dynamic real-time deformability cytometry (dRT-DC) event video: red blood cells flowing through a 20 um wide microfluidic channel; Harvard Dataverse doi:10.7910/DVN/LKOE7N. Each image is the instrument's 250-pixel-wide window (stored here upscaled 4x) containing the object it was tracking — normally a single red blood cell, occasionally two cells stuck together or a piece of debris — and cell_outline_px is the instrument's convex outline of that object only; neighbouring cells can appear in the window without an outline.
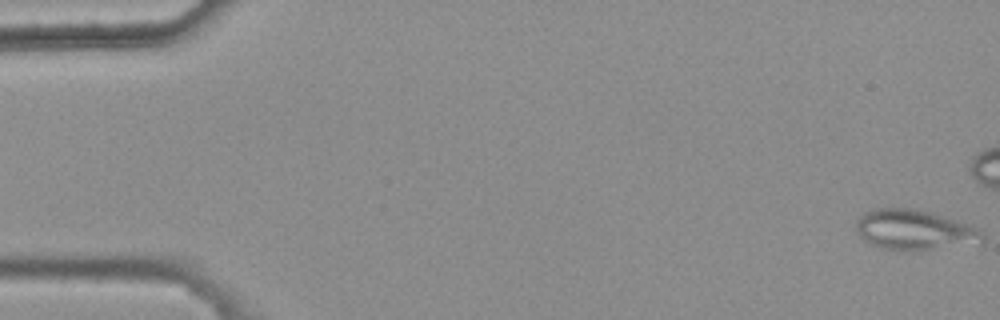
{"species": "common noctule bat (a hibernating species)", "species_latin": "Nyctalus noctula", "temperature_condition": "warm", "stored_images_in_passage": 7, "camera_frame_rate_fps": 3000, "um_per_image_px": 0.085, "animal": {"sex": "female", "body_mass_g": 25.1}, "frame": {"image": 1, "passage_image": 1, "time_ms": 0.0, "image_size_px": [1000, 320], "cell_outline_px": [[984, 244], [920, 252], [880, 248], [868, 244], [860, 236], [856, 228], [856, 220], [864, 212], [876, 208], [912, 208], [932, 212], [968, 224], [976, 228], [984, 236]], "centroid_in_image_um": [77.77, 19.58], "position_along_channel_um": 7.2, "area_um2": 30.52}}